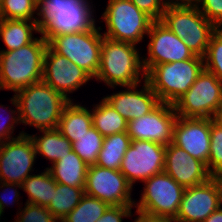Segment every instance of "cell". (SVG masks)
Wrapping results in <instances>:
<instances>
[{"label": "cell", "mask_w": 222, "mask_h": 222, "mask_svg": "<svg viewBox=\"0 0 222 222\" xmlns=\"http://www.w3.org/2000/svg\"><path fill=\"white\" fill-rule=\"evenodd\" d=\"M36 19L45 41L63 34L94 30L97 26L88 0H41Z\"/></svg>", "instance_id": "cell-1"}, {"label": "cell", "mask_w": 222, "mask_h": 222, "mask_svg": "<svg viewBox=\"0 0 222 222\" xmlns=\"http://www.w3.org/2000/svg\"><path fill=\"white\" fill-rule=\"evenodd\" d=\"M20 123L41 130L58 129L59 120L70 100L44 81L31 84L14 94Z\"/></svg>", "instance_id": "cell-2"}, {"label": "cell", "mask_w": 222, "mask_h": 222, "mask_svg": "<svg viewBox=\"0 0 222 222\" xmlns=\"http://www.w3.org/2000/svg\"><path fill=\"white\" fill-rule=\"evenodd\" d=\"M137 45L116 41L107 37L102 39L100 67L95 79L104 81L108 86H134L146 79L142 58Z\"/></svg>", "instance_id": "cell-3"}, {"label": "cell", "mask_w": 222, "mask_h": 222, "mask_svg": "<svg viewBox=\"0 0 222 222\" xmlns=\"http://www.w3.org/2000/svg\"><path fill=\"white\" fill-rule=\"evenodd\" d=\"M48 42L36 38L26 46L0 52V90H19L42 81L43 59Z\"/></svg>", "instance_id": "cell-4"}, {"label": "cell", "mask_w": 222, "mask_h": 222, "mask_svg": "<svg viewBox=\"0 0 222 222\" xmlns=\"http://www.w3.org/2000/svg\"><path fill=\"white\" fill-rule=\"evenodd\" d=\"M205 68L202 57L154 65L146 73V81L160 102L174 104L183 96Z\"/></svg>", "instance_id": "cell-5"}, {"label": "cell", "mask_w": 222, "mask_h": 222, "mask_svg": "<svg viewBox=\"0 0 222 222\" xmlns=\"http://www.w3.org/2000/svg\"><path fill=\"white\" fill-rule=\"evenodd\" d=\"M160 21L181 38L195 56L202 58L218 29L195 5H166Z\"/></svg>", "instance_id": "cell-6"}, {"label": "cell", "mask_w": 222, "mask_h": 222, "mask_svg": "<svg viewBox=\"0 0 222 222\" xmlns=\"http://www.w3.org/2000/svg\"><path fill=\"white\" fill-rule=\"evenodd\" d=\"M145 187L137 207L136 214L173 221L179 211L185 189L165 171L145 180Z\"/></svg>", "instance_id": "cell-7"}, {"label": "cell", "mask_w": 222, "mask_h": 222, "mask_svg": "<svg viewBox=\"0 0 222 222\" xmlns=\"http://www.w3.org/2000/svg\"><path fill=\"white\" fill-rule=\"evenodd\" d=\"M173 106L183 118L216 119L222 108V82L204 68Z\"/></svg>", "instance_id": "cell-8"}, {"label": "cell", "mask_w": 222, "mask_h": 222, "mask_svg": "<svg viewBox=\"0 0 222 222\" xmlns=\"http://www.w3.org/2000/svg\"><path fill=\"white\" fill-rule=\"evenodd\" d=\"M102 18L107 27L104 37L134 45L148 34L153 22L130 0H109Z\"/></svg>", "instance_id": "cell-9"}, {"label": "cell", "mask_w": 222, "mask_h": 222, "mask_svg": "<svg viewBox=\"0 0 222 222\" xmlns=\"http://www.w3.org/2000/svg\"><path fill=\"white\" fill-rule=\"evenodd\" d=\"M102 28L84 31L75 34H63L53 37L48 45L58 54L65 56L92 78L100 67V56L103 34L99 31Z\"/></svg>", "instance_id": "cell-10"}, {"label": "cell", "mask_w": 222, "mask_h": 222, "mask_svg": "<svg viewBox=\"0 0 222 222\" xmlns=\"http://www.w3.org/2000/svg\"><path fill=\"white\" fill-rule=\"evenodd\" d=\"M165 147L152 141L132 140L119 171L132 187L136 181L144 182L164 171Z\"/></svg>", "instance_id": "cell-11"}, {"label": "cell", "mask_w": 222, "mask_h": 222, "mask_svg": "<svg viewBox=\"0 0 222 222\" xmlns=\"http://www.w3.org/2000/svg\"><path fill=\"white\" fill-rule=\"evenodd\" d=\"M36 155L34 142L24 131L0 143V182L21 185L30 176Z\"/></svg>", "instance_id": "cell-12"}, {"label": "cell", "mask_w": 222, "mask_h": 222, "mask_svg": "<svg viewBox=\"0 0 222 222\" xmlns=\"http://www.w3.org/2000/svg\"><path fill=\"white\" fill-rule=\"evenodd\" d=\"M132 188L119 170L96 164L88 166L85 194L96 197L109 206H133Z\"/></svg>", "instance_id": "cell-13"}, {"label": "cell", "mask_w": 222, "mask_h": 222, "mask_svg": "<svg viewBox=\"0 0 222 222\" xmlns=\"http://www.w3.org/2000/svg\"><path fill=\"white\" fill-rule=\"evenodd\" d=\"M177 117L172 104L161 102L150 113L128 121L127 134L131 140H146L167 146L173 140Z\"/></svg>", "instance_id": "cell-14"}, {"label": "cell", "mask_w": 222, "mask_h": 222, "mask_svg": "<svg viewBox=\"0 0 222 222\" xmlns=\"http://www.w3.org/2000/svg\"><path fill=\"white\" fill-rule=\"evenodd\" d=\"M147 36L148 57L143 58L147 73L154 65L172 63L194 58L195 55L181 38L169 30L161 21H153Z\"/></svg>", "instance_id": "cell-15"}, {"label": "cell", "mask_w": 222, "mask_h": 222, "mask_svg": "<svg viewBox=\"0 0 222 222\" xmlns=\"http://www.w3.org/2000/svg\"><path fill=\"white\" fill-rule=\"evenodd\" d=\"M90 79L93 78L86 71L47 46L43 59L42 81L55 91L72 101L68 93L78 90Z\"/></svg>", "instance_id": "cell-16"}, {"label": "cell", "mask_w": 222, "mask_h": 222, "mask_svg": "<svg viewBox=\"0 0 222 222\" xmlns=\"http://www.w3.org/2000/svg\"><path fill=\"white\" fill-rule=\"evenodd\" d=\"M221 205L219 187L211 177L205 183L185 189L178 214L172 222H203Z\"/></svg>", "instance_id": "cell-17"}, {"label": "cell", "mask_w": 222, "mask_h": 222, "mask_svg": "<svg viewBox=\"0 0 222 222\" xmlns=\"http://www.w3.org/2000/svg\"><path fill=\"white\" fill-rule=\"evenodd\" d=\"M172 143L207 166L210 157V119L178 116Z\"/></svg>", "instance_id": "cell-18"}, {"label": "cell", "mask_w": 222, "mask_h": 222, "mask_svg": "<svg viewBox=\"0 0 222 222\" xmlns=\"http://www.w3.org/2000/svg\"><path fill=\"white\" fill-rule=\"evenodd\" d=\"M164 171L184 188L200 185L212 177L202 161L172 142L165 147Z\"/></svg>", "instance_id": "cell-19"}, {"label": "cell", "mask_w": 222, "mask_h": 222, "mask_svg": "<svg viewBox=\"0 0 222 222\" xmlns=\"http://www.w3.org/2000/svg\"><path fill=\"white\" fill-rule=\"evenodd\" d=\"M138 84L127 86L125 91L103 97L122 117L131 121L150 113L161 102L149 83L144 79L143 89Z\"/></svg>", "instance_id": "cell-20"}, {"label": "cell", "mask_w": 222, "mask_h": 222, "mask_svg": "<svg viewBox=\"0 0 222 222\" xmlns=\"http://www.w3.org/2000/svg\"><path fill=\"white\" fill-rule=\"evenodd\" d=\"M88 166L76 152L71 150L47 169L57 183L85 190Z\"/></svg>", "instance_id": "cell-21"}, {"label": "cell", "mask_w": 222, "mask_h": 222, "mask_svg": "<svg viewBox=\"0 0 222 222\" xmlns=\"http://www.w3.org/2000/svg\"><path fill=\"white\" fill-rule=\"evenodd\" d=\"M92 126L91 110L70 101L63 110L59 120L58 130L73 143Z\"/></svg>", "instance_id": "cell-22"}, {"label": "cell", "mask_w": 222, "mask_h": 222, "mask_svg": "<svg viewBox=\"0 0 222 222\" xmlns=\"http://www.w3.org/2000/svg\"><path fill=\"white\" fill-rule=\"evenodd\" d=\"M34 31H40L36 21L0 19V36L7 47V50L0 52L13 51L33 42L36 39L33 37Z\"/></svg>", "instance_id": "cell-23"}, {"label": "cell", "mask_w": 222, "mask_h": 222, "mask_svg": "<svg viewBox=\"0 0 222 222\" xmlns=\"http://www.w3.org/2000/svg\"><path fill=\"white\" fill-rule=\"evenodd\" d=\"M42 136L31 135L36 154L47 158L52 164L72 150V143L58 129L41 130Z\"/></svg>", "instance_id": "cell-24"}, {"label": "cell", "mask_w": 222, "mask_h": 222, "mask_svg": "<svg viewBox=\"0 0 222 222\" xmlns=\"http://www.w3.org/2000/svg\"><path fill=\"white\" fill-rule=\"evenodd\" d=\"M91 111L92 124L104 137L127 132L128 121L104 98Z\"/></svg>", "instance_id": "cell-25"}, {"label": "cell", "mask_w": 222, "mask_h": 222, "mask_svg": "<svg viewBox=\"0 0 222 222\" xmlns=\"http://www.w3.org/2000/svg\"><path fill=\"white\" fill-rule=\"evenodd\" d=\"M131 141L127 132L104 137L103 146L98 154L96 165L119 170L124 154L131 145Z\"/></svg>", "instance_id": "cell-26"}, {"label": "cell", "mask_w": 222, "mask_h": 222, "mask_svg": "<svg viewBox=\"0 0 222 222\" xmlns=\"http://www.w3.org/2000/svg\"><path fill=\"white\" fill-rule=\"evenodd\" d=\"M23 191L28 195L27 203L37 204L47 207L56 189V181L53 179L50 171L46 170L40 174L30 175L21 184Z\"/></svg>", "instance_id": "cell-27"}, {"label": "cell", "mask_w": 222, "mask_h": 222, "mask_svg": "<svg viewBox=\"0 0 222 222\" xmlns=\"http://www.w3.org/2000/svg\"><path fill=\"white\" fill-rule=\"evenodd\" d=\"M85 190L80 187H71L56 182V189L50 203L46 207L52 215L61 222L79 203Z\"/></svg>", "instance_id": "cell-28"}, {"label": "cell", "mask_w": 222, "mask_h": 222, "mask_svg": "<svg viewBox=\"0 0 222 222\" xmlns=\"http://www.w3.org/2000/svg\"><path fill=\"white\" fill-rule=\"evenodd\" d=\"M108 207L98 198L84 194L80 203L61 222H96Z\"/></svg>", "instance_id": "cell-29"}, {"label": "cell", "mask_w": 222, "mask_h": 222, "mask_svg": "<svg viewBox=\"0 0 222 222\" xmlns=\"http://www.w3.org/2000/svg\"><path fill=\"white\" fill-rule=\"evenodd\" d=\"M104 136L91 127L86 133L72 143V150L88 165H95L102 149Z\"/></svg>", "instance_id": "cell-30"}, {"label": "cell", "mask_w": 222, "mask_h": 222, "mask_svg": "<svg viewBox=\"0 0 222 222\" xmlns=\"http://www.w3.org/2000/svg\"><path fill=\"white\" fill-rule=\"evenodd\" d=\"M37 5L32 0H1L0 19L36 21Z\"/></svg>", "instance_id": "cell-31"}, {"label": "cell", "mask_w": 222, "mask_h": 222, "mask_svg": "<svg viewBox=\"0 0 222 222\" xmlns=\"http://www.w3.org/2000/svg\"><path fill=\"white\" fill-rule=\"evenodd\" d=\"M205 69L212 72L222 82V28L212 35L203 57Z\"/></svg>", "instance_id": "cell-32"}, {"label": "cell", "mask_w": 222, "mask_h": 222, "mask_svg": "<svg viewBox=\"0 0 222 222\" xmlns=\"http://www.w3.org/2000/svg\"><path fill=\"white\" fill-rule=\"evenodd\" d=\"M207 169L211 175L222 170V123L210 119V157Z\"/></svg>", "instance_id": "cell-33"}, {"label": "cell", "mask_w": 222, "mask_h": 222, "mask_svg": "<svg viewBox=\"0 0 222 222\" xmlns=\"http://www.w3.org/2000/svg\"><path fill=\"white\" fill-rule=\"evenodd\" d=\"M19 215L15 222H58L52 213L37 204L27 203L23 210L19 208Z\"/></svg>", "instance_id": "cell-34"}, {"label": "cell", "mask_w": 222, "mask_h": 222, "mask_svg": "<svg viewBox=\"0 0 222 222\" xmlns=\"http://www.w3.org/2000/svg\"><path fill=\"white\" fill-rule=\"evenodd\" d=\"M195 6L217 28H222V0H197Z\"/></svg>", "instance_id": "cell-35"}, {"label": "cell", "mask_w": 222, "mask_h": 222, "mask_svg": "<svg viewBox=\"0 0 222 222\" xmlns=\"http://www.w3.org/2000/svg\"><path fill=\"white\" fill-rule=\"evenodd\" d=\"M153 21H160L166 8L164 0H130Z\"/></svg>", "instance_id": "cell-36"}, {"label": "cell", "mask_w": 222, "mask_h": 222, "mask_svg": "<svg viewBox=\"0 0 222 222\" xmlns=\"http://www.w3.org/2000/svg\"><path fill=\"white\" fill-rule=\"evenodd\" d=\"M11 102L12 105H14L17 109V112L15 110H11L10 112V118H8L9 120H2V118L0 119V143L5 142L7 140H11L14 139V137H11L13 131H14V124H18L20 123L19 121V117L15 116V113H18V103L16 100V97L13 96V98H11ZM1 115V114H0Z\"/></svg>", "instance_id": "cell-37"}, {"label": "cell", "mask_w": 222, "mask_h": 222, "mask_svg": "<svg viewBox=\"0 0 222 222\" xmlns=\"http://www.w3.org/2000/svg\"><path fill=\"white\" fill-rule=\"evenodd\" d=\"M134 206H109L96 222H122L123 217H131Z\"/></svg>", "instance_id": "cell-38"}, {"label": "cell", "mask_w": 222, "mask_h": 222, "mask_svg": "<svg viewBox=\"0 0 222 222\" xmlns=\"http://www.w3.org/2000/svg\"><path fill=\"white\" fill-rule=\"evenodd\" d=\"M0 185H2V186H0V188L2 189V188H4V187H7V188H10L9 190H11L12 189V187H13V189L10 191L11 192V194L13 195V196H11L10 195V192H9V195H10V199L8 198V197H6V196H2V195H0V217L3 215V210H4V208L6 207V205L8 206V204L10 205L12 202H14L15 203V201H16V199L19 201V192H17V189H15L14 187H18V188H21L22 189V185H19V184H14V183H8V182H0ZM4 190H7V189H4ZM6 192V191H5ZM4 192V193H5ZM7 193V192H6ZM6 195V194H5ZM14 198V199H13ZM12 199V200H11ZM10 200H11V202H10ZM13 204V203H12ZM1 219V218H0Z\"/></svg>", "instance_id": "cell-39"}, {"label": "cell", "mask_w": 222, "mask_h": 222, "mask_svg": "<svg viewBox=\"0 0 222 222\" xmlns=\"http://www.w3.org/2000/svg\"><path fill=\"white\" fill-rule=\"evenodd\" d=\"M203 222H222V207L215 210Z\"/></svg>", "instance_id": "cell-40"}, {"label": "cell", "mask_w": 222, "mask_h": 222, "mask_svg": "<svg viewBox=\"0 0 222 222\" xmlns=\"http://www.w3.org/2000/svg\"><path fill=\"white\" fill-rule=\"evenodd\" d=\"M197 0H165L166 5H195Z\"/></svg>", "instance_id": "cell-41"}, {"label": "cell", "mask_w": 222, "mask_h": 222, "mask_svg": "<svg viewBox=\"0 0 222 222\" xmlns=\"http://www.w3.org/2000/svg\"><path fill=\"white\" fill-rule=\"evenodd\" d=\"M212 178L217 182V185L219 187L220 196L222 200V170L216 172L214 175H212Z\"/></svg>", "instance_id": "cell-42"}, {"label": "cell", "mask_w": 222, "mask_h": 222, "mask_svg": "<svg viewBox=\"0 0 222 222\" xmlns=\"http://www.w3.org/2000/svg\"><path fill=\"white\" fill-rule=\"evenodd\" d=\"M216 119L222 123V108H221L220 113L218 114V117Z\"/></svg>", "instance_id": "cell-43"}, {"label": "cell", "mask_w": 222, "mask_h": 222, "mask_svg": "<svg viewBox=\"0 0 222 222\" xmlns=\"http://www.w3.org/2000/svg\"><path fill=\"white\" fill-rule=\"evenodd\" d=\"M36 5L41 1V0H32Z\"/></svg>", "instance_id": "cell-44"}]
</instances>
